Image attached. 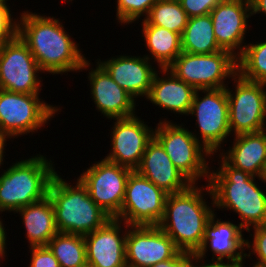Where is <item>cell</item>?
<instances>
[{"mask_svg": "<svg viewBox=\"0 0 266 267\" xmlns=\"http://www.w3.org/2000/svg\"><path fill=\"white\" fill-rule=\"evenodd\" d=\"M6 244H0V258L2 257V259L4 258L3 256L5 255V247Z\"/></svg>", "mask_w": 266, "mask_h": 267, "instance_id": "obj_40", "label": "cell"}, {"mask_svg": "<svg viewBox=\"0 0 266 267\" xmlns=\"http://www.w3.org/2000/svg\"><path fill=\"white\" fill-rule=\"evenodd\" d=\"M166 75L171 71L180 80L197 89L226 88L224 80L238 74L237 57L222 50L212 54L182 52L168 68H161Z\"/></svg>", "mask_w": 266, "mask_h": 267, "instance_id": "obj_6", "label": "cell"}, {"mask_svg": "<svg viewBox=\"0 0 266 267\" xmlns=\"http://www.w3.org/2000/svg\"><path fill=\"white\" fill-rule=\"evenodd\" d=\"M168 194L133 170L126 183L120 213L115 217L130 226H158L164 216Z\"/></svg>", "mask_w": 266, "mask_h": 267, "instance_id": "obj_8", "label": "cell"}, {"mask_svg": "<svg viewBox=\"0 0 266 267\" xmlns=\"http://www.w3.org/2000/svg\"><path fill=\"white\" fill-rule=\"evenodd\" d=\"M242 229L244 230L242 226H237L228 221L224 222L219 219L215 221V214L213 213L205 227L201 247L195 253L196 259L203 260L210 242L211 251L214 255H217L216 262H223V259L226 258L228 262L242 263L243 258L250 257L251 254L250 251L249 255L243 253L246 249V240L242 235Z\"/></svg>", "mask_w": 266, "mask_h": 267, "instance_id": "obj_18", "label": "cell"}, {"mask_svg": "<svg viewBox=\"0 0 266 267\" xmlns=\"http://www.w3.org/2000/svg\"><path fill=\"white\" fill-rule=\"evenodd\" d=\"M130 168L102 159L78 178L91 199L111 218L121 211Z\"/></svg>", "mask_w": 266, "mask_h": 267, "instance_id": "obj_11", "label": "cell"}, {"mask_svg": "<svg viewBox=\"0 0 266 267\" xmlns=\"http://www.w3.org/2000/svg\"><path fill=\"white\" fill-rule=\"evenodd\" d=\"M142 33L146 47L160 68H168L182 53L180 34L156 25H142Z\"/></svg>", "mask_w": 266, "mask_h": 267, "instance_id": "obj_25", "label": "cell"}, {"mask_svg": "<svg viewBox=\"0 0 266 267\" xmlns=\"http://www.w3.org/2000/svg\"><path fill=\"white\" fill-rule=\"evenodd\" d=\"M121 223L111 218L102 227L84 235L88 267H127V231L120 237Z\"/></svg>", "mask_w": 266, "mask_h": 267, "instance_id": "obj_17", "label": "cell"}, {"mask_svg": "<svg viewBox=\"0 0 266 267\" xmlns=\"http://www.w3.org/2000/svg\"><path fill=\"white\" fill-rule=\"evenodd\" d=\"M178 251L173 240L159 226H131L127 231V267H151L172 258Z\"/></svg>", "mask_w": 266, "mask_h": 267, "instance_id": "obj_14", "label": "cell"}, {"mask_svg": "<svg viewBox=\"0 0 266 267\" xmlns=\"http://www.w3.org/2000/svg\"><path fill=\"white\" fill-rule=\"evenodd\" d=\"M235 267H244L242 263H235ZM255 267V266H252Z\"/></svg>", "mask_w": 266, "mask_h": 267, "instance_id": "obj_42", "label": "cell"}, {"mask_svg": "<svg viewBox=\"0 0 266 267\" xmlns=\"http://www.w3.org/2000/svg\"><path fill=\"white\" fill-rule=\"evenodd\" d=\"M254 230V240L251 242L246 240V247L250 249L252 246L253 253L257 255L258 261L256 262L255 267H266V224L265 225H257L253 227Z\"/></svg>", "mask_w": 266, "mask_h": 267, "instance_id": "obj_32", "label": "cell"}, {"mask_svg": "<svg viewBox=\"0 0 266 267\" xmlns=\"http://www.w3.org/2000/svg\"><path fill=\"white\" fill-rule=\"evenodd\" d=\"M200 188L191 184L184 191L168 194L166 199L164 216L158 226L180 251H198L205 227L214 213L203 199V188Z\"/></svg>", "mask_w": 266, "mask_h": 267, "instance_id": "obj_3", "label": "cell"}, {"mask_svg": "<svg viewBox=\"0 0 266 267\" xmlns=\"http://www.w3.org/2000/svg\"><path fill=\"white\" fill-rule=\"evenodd\" d=\"M58 233L86 235L102 227L111 217L90 197L78 179L71 186L57 172L48 187Z\"/></svg>", "mask_w": 266, "mask_h": 267, "instance_id": "obj_4", "label": "cell"}, {"mask_svg": "<svg viewBox=\"0 0 266 267\" xmlns=\"http://www.w3.org/2000/svg\"><path fill=\"white\" fill-rule=\"evenodd\" d=\"M6 238L7 237L5 235V228L3 226L2 220H0V244H6Z\"/></svg>", "mask_w": 266, "mask_h": 267, "instance_id": "obj_39", "label": "cell"}, {"mask_svg": "<svg viewBox=\"0 0 266 267\" xmlns=\"http://www.w3.org/2000/svg\"><path fill=\"white\" fill-rule=\"evenodd\" d=\"M167 76V78H160L157 72L155 73L146 98L152 104L165 108V110L188 115L196 89L180 80L171 71L167 73Z\"/></svg>", "mask_w": 266, "mask_h": 267, "instance_id": "obj_23", "label": "cell"}, {"mask_svg": "<svg viewBox=\"0 0 266 267\" xmlns=\"http://www.w3.org/2000/svg\"><path fill=\"white\" fill-rule=\"evenodd\" d=\"M136 171L167 194L184 191L192 184L174 166L165 149L155 137L148 142Z\"/></svg>", "mask_w": 266, "mask_h": 267, "instance_id": "obj_19", "label": "cell"}, {"mask_svg": "<svg viewBox=\"0 0 266 267\" xmlns=\"http://www.w3.org/2000/svg\"><path fill=\"white\" fill-rule=\"evenodd\" d=\"M6 138H11V137L0 132V166H1L2 161H3V155H4L3 153H4V149H5L4 146H6L5 143L7 141Z\"/></svg>", "mask_w": 266, "mask_h": 267, "instance_id": "obj_38", "label": "cell"}, {"mask_svg": "<svg viewBox=\"0 0 266 267\" xmlns=\"http://www.w3.org/2000/svg\"><path fill=\"white\" fill-rule=\"evenodd\" d=\"M188 16L179 0H157L142 25H156L182 35Z\"/></svg>", "mask_w": 266, "mask_h": 267, "instance_id": "obj_28", "label": "cell"}, {"mask_svg": "<svg viewBox=\"0 0 266 267\" xmlns=\"http://www.w3.org/2000/svg\"><path fill=\"white\" fill-rule=\"evenodd\" d=\"M21 14L18 36L28 46L42 72H77L90 66L58 19L28 11Z\"/></svg>", "mask_w": 266, "mask_h": 267, "instance_id": "obj_1", "label": "cell"}, {"mask_svg": "<svg viewBox=\"0 0 266 267\" xmlns=\"http://www.w3.org/2000/svg\"><path fill=\"white\" fill-rule=\"evenodd\" d=\"M235 93L226 88L229 128L235 135L266 130V84L235 76Z\"/></svg>", "mask_w": 266, "mask_h": 267, "instance_id": "obj_10", "label": "cell"}, {"mask_svg": "<svg viewBox=\"0 0 266 267\" xmlns=\"http://www.w3.org/2000/svg\"><path fill=\"white\" fill-rule=\"evenodd\" d=\"M157 0H117V19L119 23H131L140 16H148ZM145 13V14H144Z\"/></svg>", "mask_w": 266, "mask_h": 267, "instance_id": "obj_30", "label": "cell"}, {"mask_svg": "<svg viewBox=\"0 0 266 267\" xmlns=\"http://www.w3.org/2000/svg\"><path fill=\"white\" fill-rule=\"evenodd\" d=\"M47 246L60 267H88L83 235L57 233Z\"/></svg>", "mask_w": 266, "mask_h": 267, "instance_id": "obj_27", "label": "cell"}, {"mask_svg": "<svg viewBox=\"0 0 266 267\" xmlns=\"http://www.w3.org/2000/svg\"><path fill=\"white\" fill-rule=\"evenodd\" d=\"M147 55L143 58L120 56L98 63L111 78L133 98L148 96L152 80L157 71L149 64Z\"/></svg>", "mask_w": 266, "mask_h": 267, "instance_id": "obj_21", "label": "cell"}, {"mask_svg": "<svg viewBox=\"0 0 266 267\" xmlns=\"http://www.w3.org/2000/svg\"><path fill=\"white\" fill-rule=\"evenodd\" d=\"M23 218L30 246H47L58 233L55 212L49 196L16 211Z\"/></svg>", "mask_w": 266, "mask_h": 267, "instance_id": "obj_24", "label": "cell"}, {"mask_svg": "<svg viewBox=\"0 0 266 267\" xmlns=\"http://www.w3.org/2000/svg\"><path fill=\"white\" fill-rule=\"evenodd\" d=\"M221 159L218 172L209 173L205 188L212 196V206L234 210L242 220L239 225L248 232L251 225H265L266 193L254 182L256 176L236 169Z\"/></svg>", "mask_w": 266, "mask_h": 267, "instance_id": "obj_2", "label": "cell"}, {"mask_svg": "<svg viewBox=\"0 0 266 267\" xmlns=\"http://www.w3.org/2000/svg\"><path fill=\"white\" fill-rule=\"evenodd\" d=\"M193 260L197 262L195 253L179 250L172 258L158 262L151 267H195Z\"/></svg>", "mask_w": 266, "mask_h": 267, "instance_id": "obj_35", "label": "cell"}, {"mask_svg": "<svg viewBox=\"0 0 266 267\" xmlns=\"http://www.w3.org/2000/svg\"><path fill=\"white\" fill-rule=\"evenodd\" d=\"M154 137L163 146L174 166L192 184L201 177L209 179L210 169L205 158L212 154L201 144L197 135L180 125L161 120L154 131Z\"/></svg>", "mask_w": 266, "mask_h": 267, "instance_id": "obj_7", "label": "cell"}, {"mask_svg": "<svg viewBox=\"0 0 266 267\" xmlns=\"http://www.w3.org/2000/svg\"><path fill=\"white\" fill-rule=\"evenodd\" d=\"M261 180H262V182L264 181V183L266 182V167H265V170H264V173H263Z\"/></svg>", "mask_w": 266, "mask_h": 267, "instance_id": "obj_41", "label": "cell"}, {"mask_svg": "<svg viewBox=\"0 0 266 267\" xmlns=\"http://www.w3.org/2000/svg\"><path fill=\"white\" fill-rule=\"evenodd\" d=\"M251 15L265 13L266 15V0H250Z\"/></svg>", "mask_w": 266, "mask_h": 267, "instance_id": "obj_36", "label": "cell"}, {"mask_svg": "<svg viewBox=\"0 0 266 267\" xmlns=\"http://www.w3.org/2000/svg\"><path fill=\"white\" fill-rule=\"evenodd\" d=\"M182 52L191 54H212L222 51L217 44L210 14L188 18L181 35Z\"/></svg>", "mask_w": 266, "mask_h": 267, "instance_id": "obj_26", "label": "cell"}, {"mask_svg": "<svg viewBox=\"0 0 266 267\" xmlns=\"http://www.w3.org/2000/svg\"><path fill=\"white\" fill-rule=\"evenodd\" d=\"M39 71L42 70L37 61L19 36L1 46L0 89L17 93L39 94L41 80L36 74Z\"/></svg>", "mask_w": 266, "mask_h": 267, "instance_id": "obj_13", "label": "cell"}, {"mask_svg": "<svg viewBox=\"0 0 266 267\" xmlns=\"http://www.w3.org/2000/svg\"><path fill=\"white\" fill-rule=\"evenodd\" d=\"M199 91L202 89L196 90L189 114L196 115L202 145L214 154L231 133L228 96L226 88L203 89L206 93L203 98H199Z\"/></svg>", "mask_w": 266, "mask_h": 267, "instance_id": "obj_12", "label": "cell"}, {"mask_svg": "<svg viewBox=\"0 0 266 267\" xmlns=\"http://www.w3.org/2000/svg\"><path fill=\"white\" fill-rule=\"evenodd\" d=\"M8 0L0 3V44L10 42L18 36V22L11 18L9 6L6 5Z\"/></svg>", "mask_w": 266, "mask_h": 267, "instance_id": "obj_31", "label": "cell"}, {"mask_svg": "<svg viewBox=\"0 0 266 267\" xmlns=\"http://www.w3.org/2000/svg\"><path fill=\"white\" fill-rule=\"evenodd\" d=\"M217 44L222 50L240 56L247 29V19L251 15L250 0H222L210 13ZM239 49V52H235Z\"/></svg>", "mask_w": 266, "mask_h": 267, "instance_id": "obj_16", "label": "cell"}, {"mask_svg": "<svg viewBox=\"0 0 266 267\" xmlns=\"http://www.w3.org/2000/svg\"><path fill=\"white\" fill-rule=\"evenodd\" d=\"M195 267H235V263H232V262H227V263H224V262H216L214 261L212 264L209 263V264H203V265H200V266H195Z\"/></svg>", "mask_w": 266, "mask_h": 267, "instance_id": "obj_37", "label": "cell"}, {"mask_svg": "<svg viewBox=\"0 0 266 267\" xmlns=\"http://www.w3.org/2000/svg\"><path fill=\"white\" fill-rule=\"evenodd\" d=\"M222 0H179L189 18L210 14Z\"/></svg>", "mask_w": 266, "mask_h": 267, "instance_id": "obj_33", "label": "cell"}, {"mask_svg": "<svg viewBox=\"0 0 266 267\" xmlns=\"http://www.w3.org/2000/svg\"><path fill=\"white\" fill-rule=\"evenodd\" d=\"M91 94L97 109L107 118L119 119L134 116L135 100L121 88L97 62L89 72Z\"/></svg>", "mask_w": 266, "mask_h": 267, "instance_id": "obj_20", "label": "cell"}, {"mask_svg": "<svg viewBox=\"0 0 266 267\" xmlns=\"http://www.w3.org/2000/svg\"><path fill=\"white\" fill-rule=\"evenodd\" d=\"M112 131V151L104 159L136 170L154 131L137 116L115 119Z\"/></svg>", "mask_w": 266, "mask_h": 267, "instance_id": "obj_15", "label": "cell"}, {"mask_svg": "<svg viewBox=\"0 0 266 267\" xmlns=\"http://www.w3.org/2000/svg\"><path fill=\"white\" fill-rule=\"evenodd\" d=\"M235 136L233 147L221 157L230 166L261 179L266 167V130Z\"/></svg>", "mask_w": 266, "mask_h": 267, "instance_id": "obj_22", "label": "cell"}, {"mask_svg": "<svg viewBox=\"0 0 266 267\" xmlns=\"http://www.w3.org/2000/svg\"><path fill=\"white\" fill-rule=\"evenodd\" d=\"M38 95L0 89V132L9 137L27 134L54 117L60 109L40 101Z\"/></svg>", "mask_w": 266, "mask_h": 267, "instance_id": "obj_9", "label": "cell"}, {"mask_svg": "<svg viewBox=\"0 0 266 267\" xmlns=\"http://www.w3.org/2000/svg\"><path fill=\"white\" fill-rule=\"evenodd\" d=\"M30 249L32 250L30 267H60L48 246H34Z\"/></svg>", "mask_w": 266, "mask_h": 267, "instance_id": "obj_34", "label": "cell"}, {"mask_svg": "<svg viewBox=\"0 0 266 267\" xmlns=\"http://www.w3.org/2000/svg\"><path fill=\"white\" fill-rule=\"evenodd\" d=\"M244 46L237 57L238 74L245 80L266 84V41Z\"/></svg>", "mask_w": 266, "mask_h": 267, "instance_id": "obj_29", "label": "cell"}, {"mask_svg": "<svg viewBox=\"0 0 266 267\" xmlns=\"http://www.w3.org/2000/svg\"><path fill=\"white\" fill-rule=\"evenodd\" d=\"M52 161L43 155L14 163L0 175V212L14 211L48 196L56 173Z\"/></svg>", "mask_w": 266, "mask_h": 267, "instance_id": "obj_5", "label": "cell"}]
</instances>
